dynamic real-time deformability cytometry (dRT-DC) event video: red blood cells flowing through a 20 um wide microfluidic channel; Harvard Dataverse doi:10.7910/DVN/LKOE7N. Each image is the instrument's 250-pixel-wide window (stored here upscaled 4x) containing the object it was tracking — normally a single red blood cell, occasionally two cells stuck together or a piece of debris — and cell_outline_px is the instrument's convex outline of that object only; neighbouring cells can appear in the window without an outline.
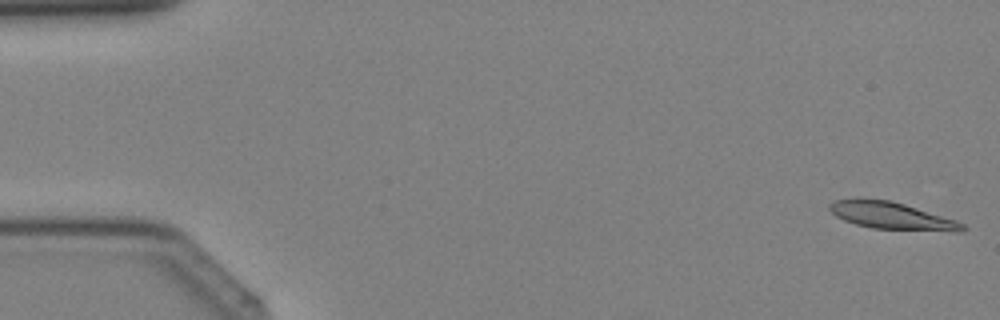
{"species": "Egyptian fruit bat (a non-hibernating species)", "species_latin": "Rousettus aegyptiacus", "temperature_condition": "cold", "stored_images_in_passage": 39, "camera_frame_rate_fps": 3000, "um_per_image_px": 0.085, "animal": {"sex": "female"}, "frame": {"image": 1, "passage_image": 1, "time_ms": 0.0, "image_size_px": [1000, 320], "cell_outline_px": [[968, 228], [964, 232], [952, 232], [872, 228], [856, 224], [844, 220], [836, 216], [828, 208], [828, 204], [836, 200], [888, 200], [904, 204], [956, 220], [964, 224]], "centroid_in_image_um": [75.89, 18.38], "position_along_channel_um": 9.1, "area_um2": 20.75}}
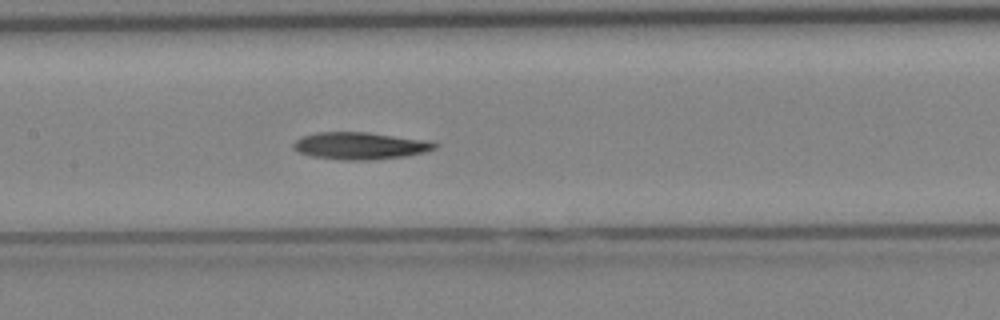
{"frame": {"image": 2, "passage_image": 19, "time_ms": 6.0, "image_size_px": [1000, 320], "cell_outline_px": [[440, 144], [436, 148], [424, 152], [408, 156], [372, 160], [340, 160], [312, 156], [300, 152], [292, 148], [292, 144], [296, 140], [304, 136], [316, 132], [368, 132], [420, 140]], "centroid_in_image_um": [30.57, 12.4], "position_along_channel_um": 176.8, "area_um2": 22.2}}
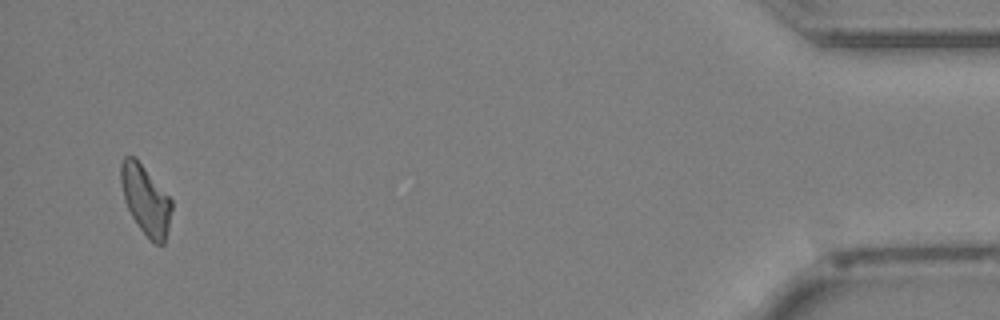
{"frame": {"image": 3, "passage_image": 38, "time_ms": 12.333, "image_size_px": [1000, 320], "cell_outline_px": [[172, 208], [168, 228], [164, 244], [156, 244], [140, 228], [132, 216], [124, 200], [120, 180], [120, 164], [124, 156], [136, 156], [172, 200]], "centroid_in_image_um": [12.37, 16.93], "position_along_channel_um": 422.8, "area_um2": 20.4}}